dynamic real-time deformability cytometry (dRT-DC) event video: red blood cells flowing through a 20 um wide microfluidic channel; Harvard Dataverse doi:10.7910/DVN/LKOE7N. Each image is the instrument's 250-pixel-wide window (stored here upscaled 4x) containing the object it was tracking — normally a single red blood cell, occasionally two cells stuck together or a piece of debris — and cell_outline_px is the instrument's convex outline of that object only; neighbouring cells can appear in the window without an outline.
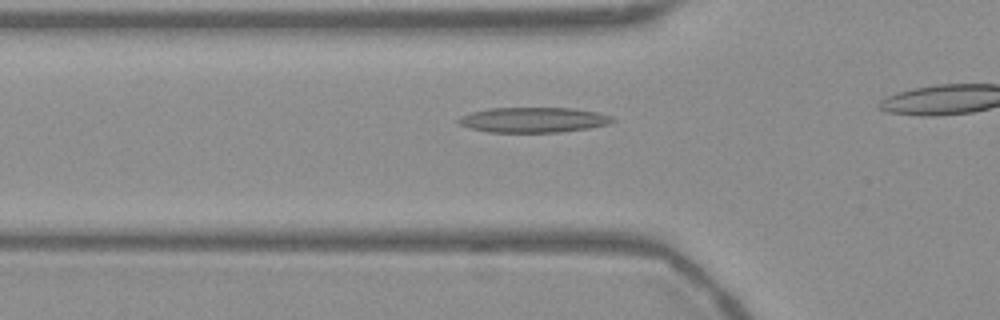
{"species": "Egyptian fruit bat (a non-hibernating species)", "species_latin": "Rousettus aegyptiacus", "temperature_condition": "warm", "stored_images_in_passage": 17, "camera_frame_rate_fps": 3000, "um_per_image_px": 0.085, "frame": {"image": 1, "passage_image": 5, "time_ms": 1.333, "image_size_px": [1000, 320], "cell_outline_px": [[616, 120], [608, 124], [588, 128], [560, 132], [488, 132], [468, 128], [460, 124], [456, 120], [460, 116], [472, 112], [488, 108], [572, 108], [596, 112], [612, 116]], "centroid_in_image_um": [45.31, 10.19], "position_along_channel_um": 80.5, "area_um2": 22.6}}
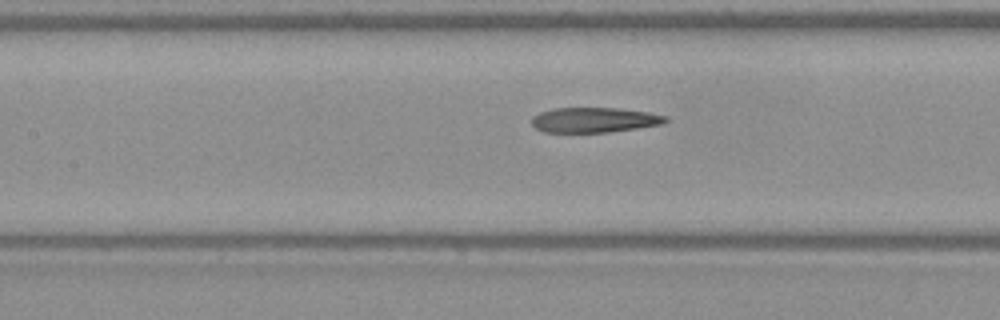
{"frame": {"image": 2, "passage_image": 11, "time_ms": 3.333, "image_size_px": [1000, 320], "cell_outline_px": [[668, 120], [664, 124], [608, 132], [544, 132], [536, 128], [532, 124], [532, 116], [540, 112], [552, 108], [620, 108], [648, 112], [668, 116]], "centroid_in_image_um": [50.53, 10.19], "position_along_channel_um": 156.9, "area_um2": 19.59}}
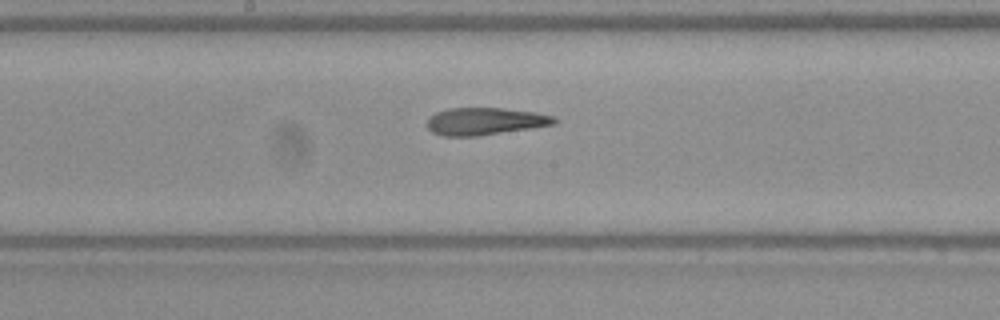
{"frame": {"image": 3, "passage_image": 15, "time_ms": 4.667, "image_size_px": [1000, 320], "cell_outline_px": [[556, 124], [476, 136], [444, 136], [432, 132], [428, 128], [428, 120], [436, 112], [448, 108], [504, 108], [532, 112], [556, 116]], "centroid_in_image_um": [41.23, 10.3], "position_along_channel_um": 207.0, "area_um2": 20.0}}